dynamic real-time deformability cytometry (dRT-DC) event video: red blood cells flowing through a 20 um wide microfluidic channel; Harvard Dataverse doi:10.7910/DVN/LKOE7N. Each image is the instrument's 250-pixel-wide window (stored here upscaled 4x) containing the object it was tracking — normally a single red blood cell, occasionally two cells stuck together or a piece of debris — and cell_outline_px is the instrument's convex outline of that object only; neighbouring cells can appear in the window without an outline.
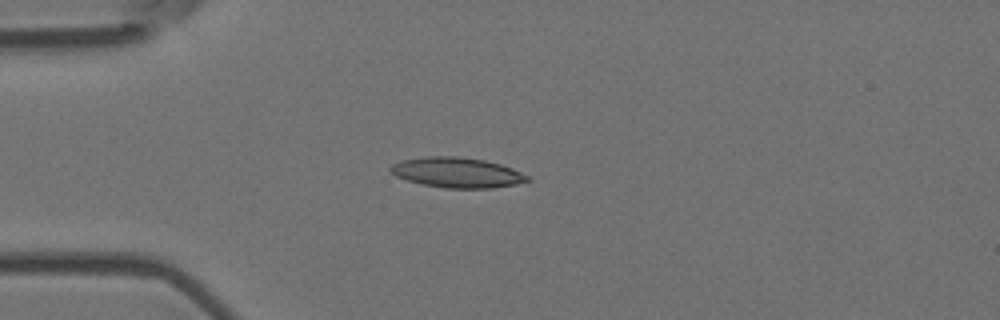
{"species": "Egyptian fruit bat (a non-hibernating species)", "species_latin": "Rousettus aegyptiacus", "temperature_condition": "room temperature", "stored_images_in_passage": 7, "camera_frame_rate_fps": 3000, "um_per_image_px": 0.085, "animal": {"sex": "female"}, "frame": {"image": 1, "passage_image": 4, "time_ms": 1.0, "image_size_px": [1000, 320], "cell_outline_px": [[532, 180], [516, 184], [492, 188], [444, 188], [420, 184], [396, 176], [388, 168], [392, 164], [400, 160], [428, 156], [456, 156], [484, 160], [500, 164], [512, 168], [528, 176]], "centroid_in_image_um": [38.84, 14.67], "position_along_channel_um": 46.2, "area_um2": 24.1}}
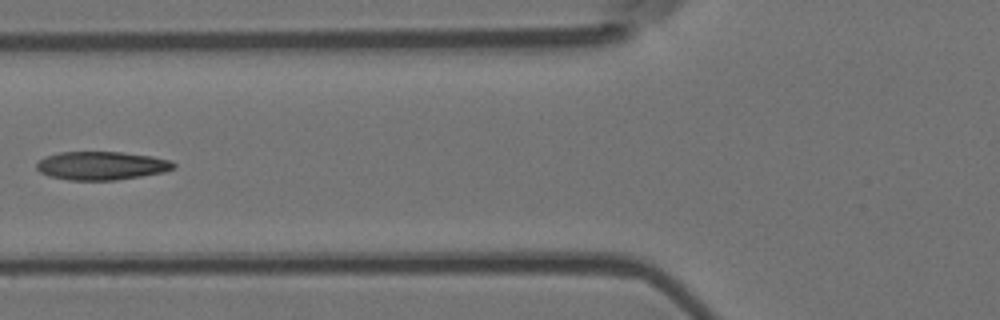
{"frame": {"image": 2, "passage_image": 6, "time_ms": 1.667, "image_size_px": [1000, 320], "cell_outline_px": [[176, 168], [164, 172], [116, 180], [68, 180], [48, 176], [40, 172], [36, 168], [36, 164], [44, 156], [60, 152], [124, 152], [152, 156], [172, 160], [176, 164]], "centroid_in_image_um": [8.65, 14.08], "position_along_channel_um": 117.2, "area_um2": 22.89}}
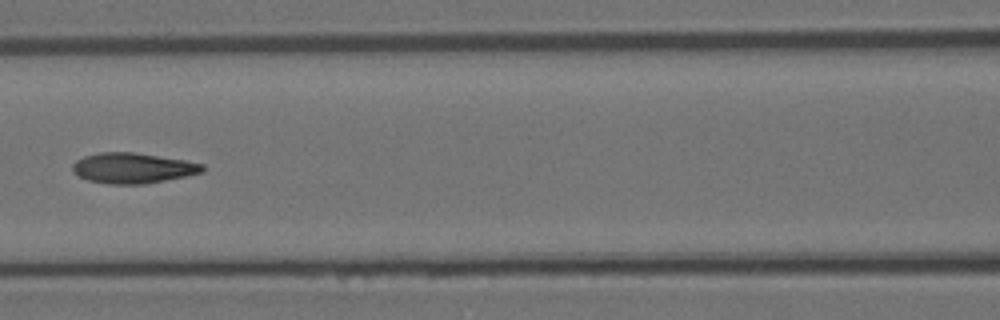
{"frame": {"image": 3, "passage_image": 7, "time_ms": 2.0, "image_size_px": [1000, 320], "cell_outline_px": [[204, 172], [188, 176], [144, 184], [108, 184], [88, 180], [72, 172], [72, 164], [76, 160], [84, 156], [100, 152], [132, 152], [184, 160], [204, 164]], "centroid_in_image_um": [11.29, 14.29], "position_along_channel_um": 155.3, "area_um2": 23.06}}